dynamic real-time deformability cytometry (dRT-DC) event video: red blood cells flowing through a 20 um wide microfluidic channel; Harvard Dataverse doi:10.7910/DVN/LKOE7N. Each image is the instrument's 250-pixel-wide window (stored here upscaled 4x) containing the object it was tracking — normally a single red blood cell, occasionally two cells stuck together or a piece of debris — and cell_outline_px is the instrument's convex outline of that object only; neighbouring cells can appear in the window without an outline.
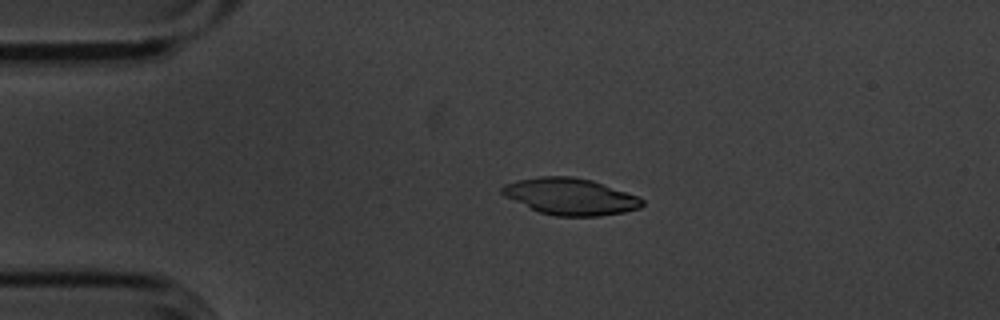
{"species": "common noctule bat (a hibernating species)", "species_latin": "Nyctalus noctula", "temperature_condition": "cold", "stored_images_in_passage": 3, "camera_frame_rate_fps": 3000, "um_per_image_px": 0.085, "animal": {"sex": "male", "body_mass_g": 20.1, "forearm_length_mm": 53.5}, "frame": {"image": 1, "passage_image": 2, "time_ms": 0.333, "image_size_px": [1000, 320], "cell_outline_px": [[644, 204], [640, 208], [624, 212], [600, 216], [556, 216], [540, 212], [504, 196], [500, 192], [500, 188], [504, 184], [520, 180], [540, 176], [572, 176], [592, 180], [636, 196], [644, 200]], "centroid_in_image_um": [48.47, 16.7], "position_along_channel_um": 36.5, "area_um2": 29.65}}